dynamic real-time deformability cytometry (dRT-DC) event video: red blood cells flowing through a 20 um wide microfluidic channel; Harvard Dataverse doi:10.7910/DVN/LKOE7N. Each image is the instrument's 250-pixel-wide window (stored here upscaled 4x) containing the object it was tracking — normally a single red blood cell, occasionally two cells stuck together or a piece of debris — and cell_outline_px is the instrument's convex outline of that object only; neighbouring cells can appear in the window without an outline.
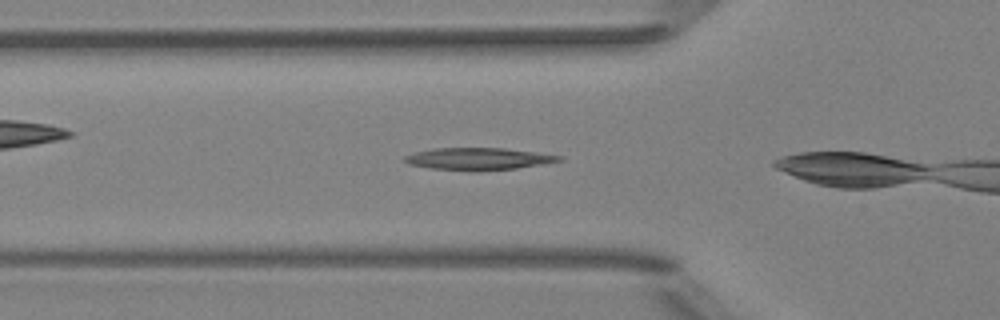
{"species": "Egyptian fruit bat (a non-hibernating species)", "species_latin": "Rousettus aegyptiacus", "temperature_condition": "room temperature", "stored_images_in_passage": 4, "camera_frame_rate_fps": 3000, "um_per_image_px": 0.085, "animal": {"sex": "female"}, "frame": {"image": 1, "passage_image": 3, "time_ms": 0.667, "image_size_px": [1000, 320], "cell_outline_px": [[564, 160], [516, 168], [480, 172], [468, 172], [432, 168], [408, 164], [404, 160], [404, 156], [416, 152], [436, 148], [504, 148], [564, 156]], "centroid_in_image_um": [40.66, 13.52], "position_along_channel_um": 85.1, "area_um2": 20.06}}